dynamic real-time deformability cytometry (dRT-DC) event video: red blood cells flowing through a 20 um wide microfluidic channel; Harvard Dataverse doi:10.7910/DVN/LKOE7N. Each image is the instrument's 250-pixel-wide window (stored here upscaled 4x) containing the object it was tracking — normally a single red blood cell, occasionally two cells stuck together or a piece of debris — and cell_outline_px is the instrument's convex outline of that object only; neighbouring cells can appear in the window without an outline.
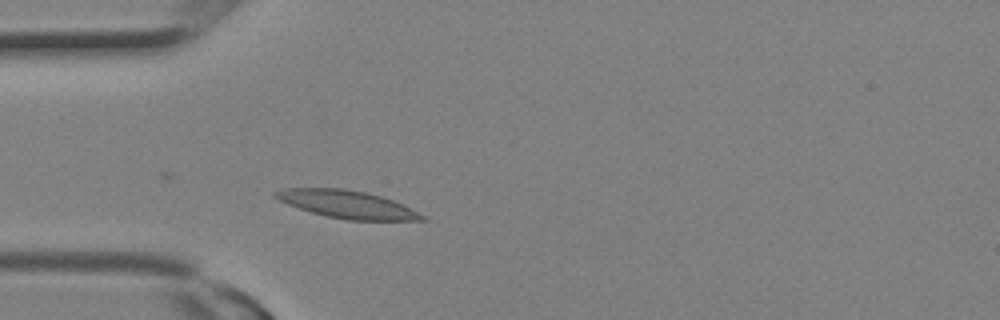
{"species": "Egyptian fruit bat (a non-hibernating species)", "species_latin": "Rousettus aegyptiacus", "temperature_condition": "room temperature", "stored_images_in_passage": 3, "camera_frame_rate_fps": 3000, "um_per_image_px": 0.085, "animal": {"sex": "female"}, "frame": {"image": 1, "passage_image": 3, "time_ms": 0.667, "image_size_px": [1000, 320], "cell_outline_px": [[428, 220], [348, 220], [328, 216], [312, 212], [288, 204], [272, 196], [272, 192], [284, 188], [344, 188], [368, 192], [392, 200], [424, 216]], "centroid_in_image_um": [29.45, 17.35], "position_along_channel_um": 55.6, "area_um2": 23.29}}